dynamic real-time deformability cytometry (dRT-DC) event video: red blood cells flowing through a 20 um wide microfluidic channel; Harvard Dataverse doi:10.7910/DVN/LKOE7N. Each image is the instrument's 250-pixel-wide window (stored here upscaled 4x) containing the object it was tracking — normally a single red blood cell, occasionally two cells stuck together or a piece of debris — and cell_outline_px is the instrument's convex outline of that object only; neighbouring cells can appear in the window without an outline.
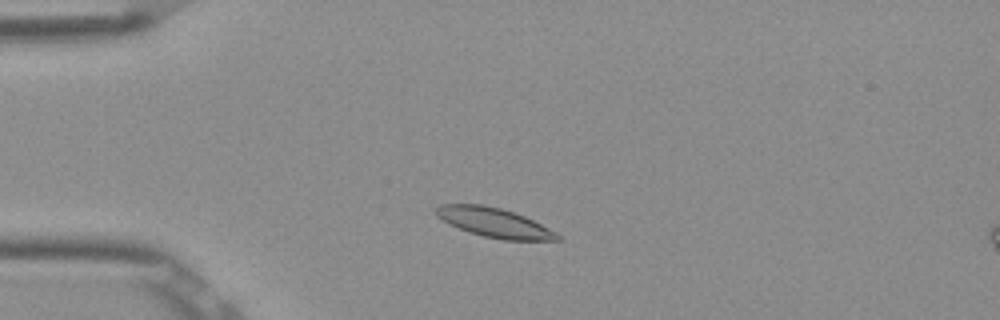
{"species": "Egyptian fruit bat (a non-hibernating species)", "species_latin": "Rousettus aegyptiacus", "temperature_condition": "room temperature", "stored_images_in_passage": 48, "camera_frame_rate_fps": 3000, "um_per_image_px": 0.085, "frame": {"image": 1, "passage_image": 8, "time_ms": 2.333, "image_size_px": [1000, 320], "cell_outline_px": [[560, 240], [504, 240], [484, 236], [468, 232], [436, 216], [432, 208], [440, 204], [484, 204], [500, 208], [524, 216], [556, 232], [560, 236]], "centroid_in_image_um": [41.97, 18.91], "position_along_channel_um": 43.0, "area_um2": 20.58}}
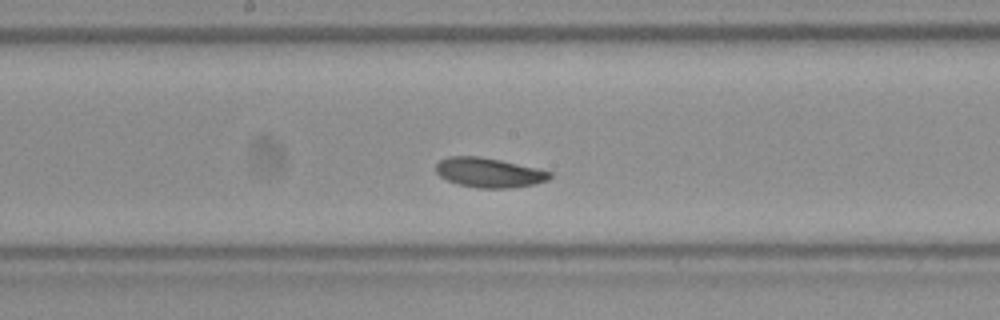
{"frame": {"image": 2, "passage_image": 23, "time_ms": 7.333, "image_size_px": [1000, 320], "cell_outline_px": [[552, 176], [548, 180], [532, 184], [512, 188], [476, 188], [460, 184], [448, 180], [440, 176], [436, 172], [436, 164], [440, 160], [448, 156], [480, 156], [500, 160], [536, 168], [552, 172]], "centroid_in_image_um": [41.55, 14.67], "position_along_channel_um": 206.6, "area_um2": 19.54}}
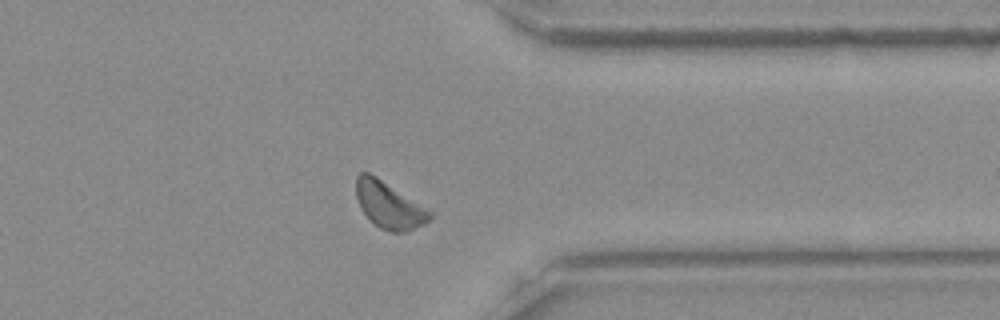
{"frame": {"image": 3, "passage_image": 37, "time_ms": 12.0, "image_size_px": [1000, 320], "cell_outline_px": [[432, 216], [424, 224], [404, 232], [392, 232], [380, 228], [360, 208], [356, 196], [356, 176], [360, 172], [368, 172], [376, 176], [432, 212]], "centroid_in_image_um": [33.04, 17.42], "position_along_channel_um": 378.4, "area_um2": 19.54}, "authors_computed_cell_mechanics": {"area_um2": 19.9988, "velocity_mm_per_s": 3.8032, "shape_relaxation_time_tau1_ms": 2.1132, "shape_relaxation_time_tau2_ms": 3.1712, "deformation_change_tau1": 0.0763, "deformation_change_tau2": 0.0879}}